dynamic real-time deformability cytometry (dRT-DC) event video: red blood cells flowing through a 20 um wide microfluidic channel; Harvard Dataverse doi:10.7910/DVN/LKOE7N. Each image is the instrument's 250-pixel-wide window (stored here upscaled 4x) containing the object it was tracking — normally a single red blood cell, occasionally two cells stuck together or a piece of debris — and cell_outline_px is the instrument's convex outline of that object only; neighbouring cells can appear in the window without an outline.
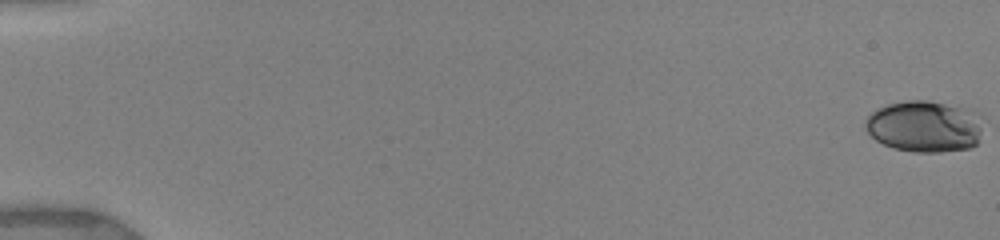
{"species": "human", "species_latin": "Homo sapiens", "temperature_condition": "warm", "stored_images_in_passage": 70, "camera_frame_rate_fps": 3000, "um_per_image_px": 0.085, "donor": {"sex": "female"}, "frame": {"image": 1, "passage_image": 1, "time_ms": 0.0, "image_size_px": [1000, 240], "cell_outline_px": [[984, 116], [980, 132], [976, 144], [972, 148], [940, 152], [912, 152], [892, 148], [876, 140], [864, 128], [864, 120], [876, 108], [888, 104], [908, 100], [928, 100], [972, 108], [980, 112]], "centroid_in_image_um": [78.63, 10.72], "position_along_channel_um": 6.4, "area_um2": 36.18}}
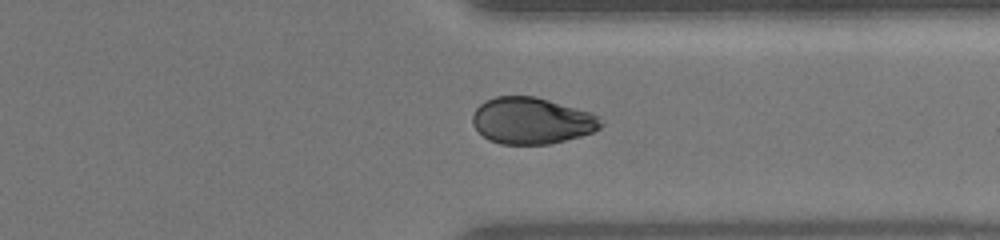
{"frame": {"image": 2, "passage_image": 56, "time_ms": 13.667, "image_size_px": [1000, 240], "cell_outline_px": [[604, 124], [600, 128], [592, 132], [580, 136], [548, 144], [500, 144], [488, 140], [472, 124], [472, 116], [476, 108], [480, 104], [496, 96], [536, 96], [592, 112], [600, 116], [604, 120]], "centroid_in_image_um": [45.23, 10.25], "position_along_channel_um": 366.2, "area_um2": 34.97}}
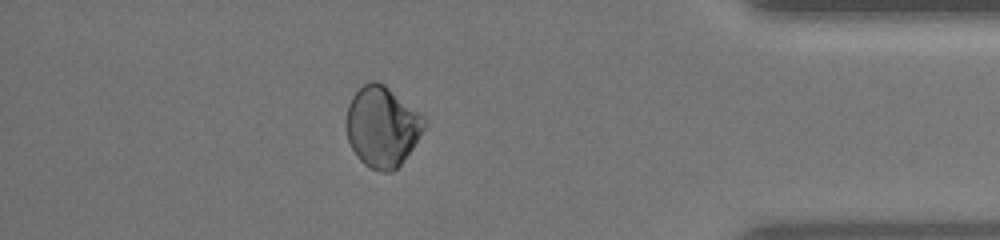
{"frame": {"image": 3, "passage_image": 62, "time_ms": 15.333, "image_size_px": [1000, 240], "cell_outline_px": [[424, 128], [412, 148], [404, 160], [392, 172], [384, 172], [372, 168], [364, 164], [356, 156], [348, 140], [344, 124], [344, 120], [348, 104], [352, 96], [364, 84], [372, 80], [376, 80], [384, 84], [420, 112], [424, 116]], "centroid_in_image_um": [32.44, 10.75], "position_along_channel_um": 402.8, "area_um2": 36.65}, "authors_computed_cell_mechanics": {"area_um2": 35.1713, "velocity_mm_per_s": 3.9391, "shape_relaxation_time_tau1_ms": 5.8078, "shape_relaxation_time_tau2_ms": 7.1646, "deformation_change_tau1": 0.0898, "deformation_change_tau2": 0.0659}}